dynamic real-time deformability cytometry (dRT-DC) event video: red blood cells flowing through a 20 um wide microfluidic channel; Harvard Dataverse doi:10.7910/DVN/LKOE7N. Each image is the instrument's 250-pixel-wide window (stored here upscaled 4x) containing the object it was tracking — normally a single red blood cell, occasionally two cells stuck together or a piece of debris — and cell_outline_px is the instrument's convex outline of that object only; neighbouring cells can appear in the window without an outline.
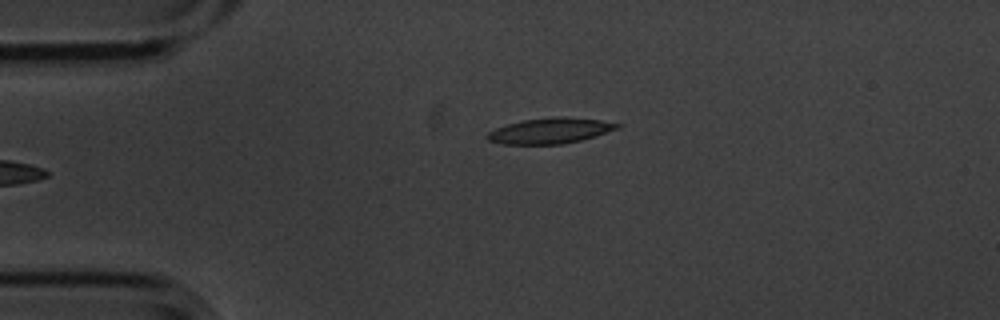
{"species": "common noctule bat (a hibernating species)", "species_latin": "Nyctalus noctula", "temperature_condition": "cold", "stored_images_in_passage": 5, "camera_frame_rate_fps": 3000, "um_per_image_px": 0.085, "animal": {"sex": "male", "body_mass_g": 20.1, "forearm_length_mm": 53.5}, "frame": {"image": 1, "passage_image": 5, "time_ms": 1.333, "image_size_px": [1000, 320], "cell_outline_px": [[620, 128], [596, 136], [580, 140], [560, 144], [504, 144], [488, 140], [484, 136], [488, 132], [496, 128], [508, 124], [524, 120], [556, 116], [564, 116], [600, 120], [620, 124]], "centroid_in_image_um": [46.76, 11.11], "position_along_channel_um": 38.2, "area_um2": 19.31}}